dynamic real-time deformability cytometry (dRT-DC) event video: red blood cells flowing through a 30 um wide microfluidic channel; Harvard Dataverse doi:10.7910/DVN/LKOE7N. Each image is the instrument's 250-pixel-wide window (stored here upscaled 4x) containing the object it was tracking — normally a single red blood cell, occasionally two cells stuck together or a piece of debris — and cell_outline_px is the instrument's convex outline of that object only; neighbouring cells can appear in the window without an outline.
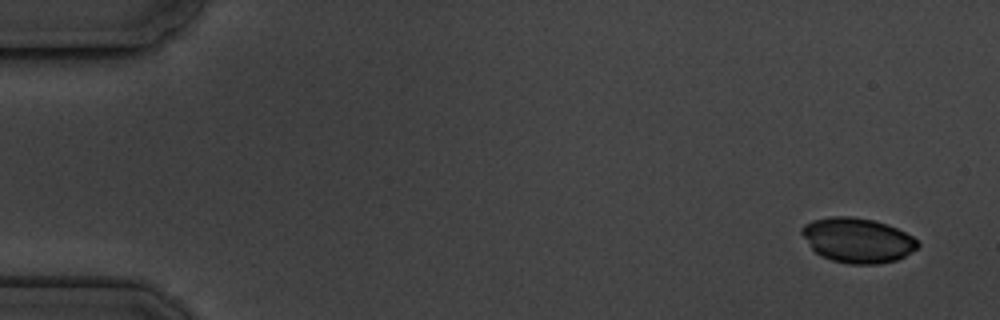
{"species": "common noctule bat (a hibernating species)", "species_latin": "Nyctalus noctula", "temperature_condition": "cold", "stored_images_in_passage": 5, "camera_frame_rate_fps": 3000, "um_per_image_px": 0.085, "animal": {"sex": "male", "body_mass_g": 19.5, "forearm_length_mm": 54.6}, "frame": {"image": 1, "passage_image": 1, "time_ms": 0.0, "image_size_px": [1000, 320], "cell_outline_px": [[920, 244], [916, 248], [904, 256], [896, 260], [876, 264], [848, 264], [832, 260], [820, 256], [812, 248], [800, 232], [800, 228], [804, 224], [812, 220], [832, 216], [848, 216], [872, 220], [888, 224], [912, 236]], "centroid_in_image_um": [72.86, 20.42], "position_along_channel_um": 12.1, "area_um2": 30.11}}